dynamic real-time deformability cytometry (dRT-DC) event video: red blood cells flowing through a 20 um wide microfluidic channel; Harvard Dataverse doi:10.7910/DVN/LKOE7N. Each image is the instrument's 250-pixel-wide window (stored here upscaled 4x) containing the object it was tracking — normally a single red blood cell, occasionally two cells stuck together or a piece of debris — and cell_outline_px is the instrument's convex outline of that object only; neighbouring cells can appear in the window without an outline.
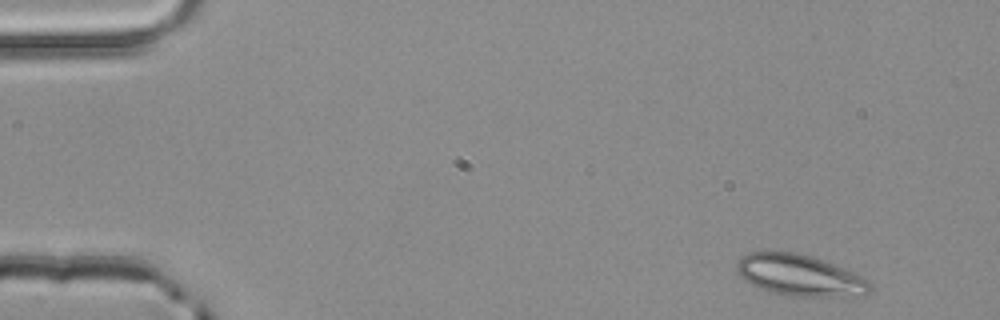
{"species": "common noctule bat (a hibernating species)", "species_latin": "Nyctalus noctula", "temperature_condition": "room temperature", "stored_images_in_passage": 3, "camera_frame_rate_fps": 3000, "um_per_image_px": 0.085, "animal": {"sex": "male", "body_mass_g": 20.4}, "frame": {"image": 1, "passage_image": 1, "time_ms": 0.0, "image_size_px": [1000, 320], "cell_outline_px": [[872, 292], [820, 296], [788, 296], [772, 292], [760, 288], [752, 284], [740, 276], [736, 268], [736, 264], [740, 256], [748, 252], [796, 252], [812, 256], [832, 264], [868, 280], [872, 284]], "centroid_in_image_um": [67.89, 23.38], "position_along_channel_um": 17.1, "area_um2": 31.27}}